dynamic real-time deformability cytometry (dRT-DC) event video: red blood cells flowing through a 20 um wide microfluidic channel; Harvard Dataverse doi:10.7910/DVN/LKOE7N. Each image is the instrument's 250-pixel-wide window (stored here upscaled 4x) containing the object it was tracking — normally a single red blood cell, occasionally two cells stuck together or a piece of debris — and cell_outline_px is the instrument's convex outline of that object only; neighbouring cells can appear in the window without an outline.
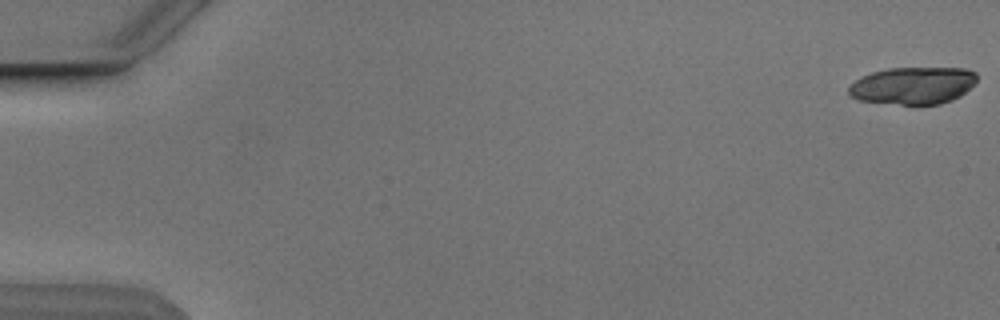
{"species": "Egyptian fruit bat (a non-hibernating species)", "species_latin": "Rousettus aegyptiacus", "temperature_condition": "cold", "stored_images_in_passage": 10, "segment_of_instrument_passage": [1, 2], "camera_frame_rate_fps": 3000, "um_per_image_px": 0.085, "animal": {"sex": "male"}, "frame": {"image": 1, "passage_image": 1, "time_ms": 0.0, "image_size_px": [1000, 320], "cell_outline_px": [[976, 80], [960, 96], [952, 100], [940, 104], [900, 104], [856, 100], [848, 96], [848, 88], [856, 80], [872, 72], [888, 68], [964, 68], [976, 72]], "centroid_in_image_um": [77.58, 7.27], "position_along_channel_um": 7.4, "area_um2": 27.69}}
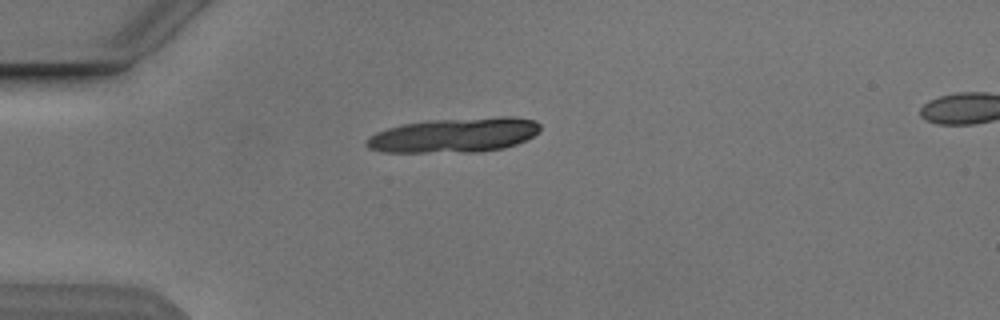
{"frame": {"image": 2, "passage_image": 5, "time_ms": 4.667, "image_size_px": [1000, 320], "cell_outline_px": [[540, 128], [532, 136], [516, 144], [504, 148], [480, 152], [380, 152], [368, 148], [364, 144], [364, 140], [376, 132], [388, 128], [404, 124], [428, 120], [504, 116], [512, 116], [536, 120], [540, 124]], "centroid_in_image_um": [38.6, 11.49], "position_along_channel_um": 46.4, "area_um2": 35.26}}